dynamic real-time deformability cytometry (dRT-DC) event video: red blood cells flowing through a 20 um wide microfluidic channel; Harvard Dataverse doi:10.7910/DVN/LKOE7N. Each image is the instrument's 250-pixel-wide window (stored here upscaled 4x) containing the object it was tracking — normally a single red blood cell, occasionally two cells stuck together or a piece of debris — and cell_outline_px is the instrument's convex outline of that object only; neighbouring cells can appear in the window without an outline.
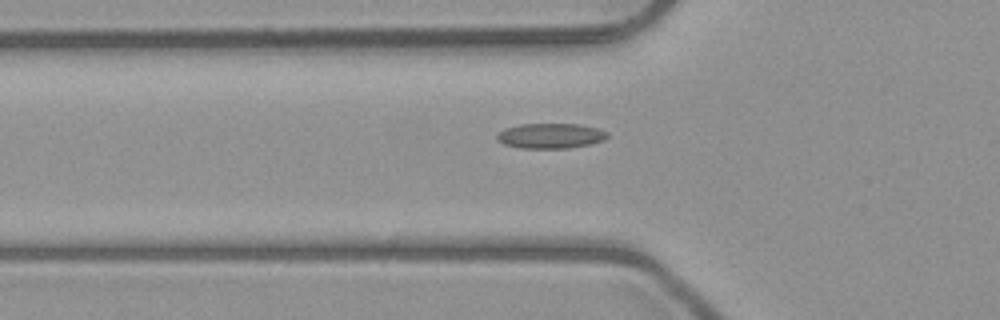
{"species": "common noctule bat (a hibernating species)", "species_latin": "Nyctalus noctula", "temperature_condition": "room temperature", "stored_images_in_passage": 6, "camera_frame_rate_fps": 3000, "um_per_image_px": 0.085, "animal": {"sex": "male", "body_mass_g": 23.1, "forearm_length_mm": 52.7}, "frame": {"image": 1, "passage_image": 6, "time_ms": 6.333, "image_size_px": [1000, 320], "cell_outline_px": [[608, 136], [604, 140], [588, 144], [564, 148], [520, 148], [504, 144], [496, 140], [496, 136], [504, 128], [520, 124], [580, 124], [596, 128], [608, 132]], "centroid_in_image_um": [46.76, 11.54], "position_along_channel_um": 79.0, "area_um2": 16.07}}